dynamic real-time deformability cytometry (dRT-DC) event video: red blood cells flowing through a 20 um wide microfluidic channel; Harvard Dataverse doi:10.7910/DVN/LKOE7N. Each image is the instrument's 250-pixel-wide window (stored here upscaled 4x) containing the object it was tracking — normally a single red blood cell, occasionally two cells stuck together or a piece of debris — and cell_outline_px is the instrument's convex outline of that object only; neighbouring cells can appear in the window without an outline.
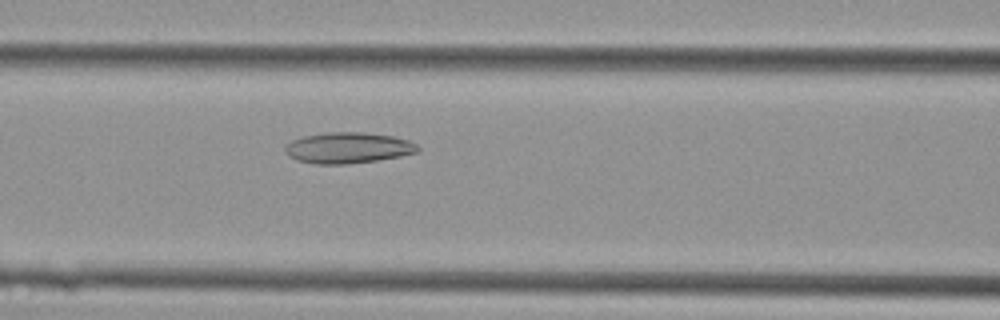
{"species": "Egyptian fruit bat (a non-hibernating species)", "species_latin": "Rousettus aegyptiacus", "temperature_condition": "cold", "stored_images_in_passage": 32, "camera_frame_rate_fps": 3000, "um_per_image_px": 0.085, "animal": {"sex": "female"}, "frame": {"image": 1, "passage_image": 14, "time_ms": 4.333, "image_size_px": [1000, 320], "cell_outline_px": [[420, 148], [416, 152], [400, 156], [376, 160], [344, 164], [316, 164], [296, 160], [288, 156], [284, 152], [284, 144], [292, 140], [304, 136], [328, 132], [364, 132], [392, 136], [408, 140], [416, 144]], "centroid_in_image_um": [29.52, 12.56], "position_along_channel_um": 137.1, "area_um2": 23.93}}
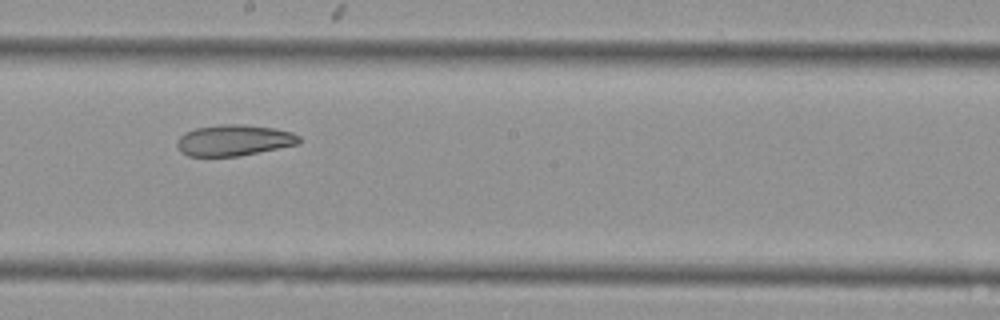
{"frame": {"image": 2, "passage_image": 20, "time_ms": 6.333, "image_size_px": [1000, 320], "cell_outline_px": [[300, 144], [240, 156], [188, 156], [180, 152], [176, 144], [180, 136], [184, 132], [196, 128], [220, 124], [244, 124], [276, 128], [292, 132], [300, 136]], "centroid_in_image_um": [19.9, 11.92], "position_along_channel_um": 228.3, "area_um2": 22.37}}
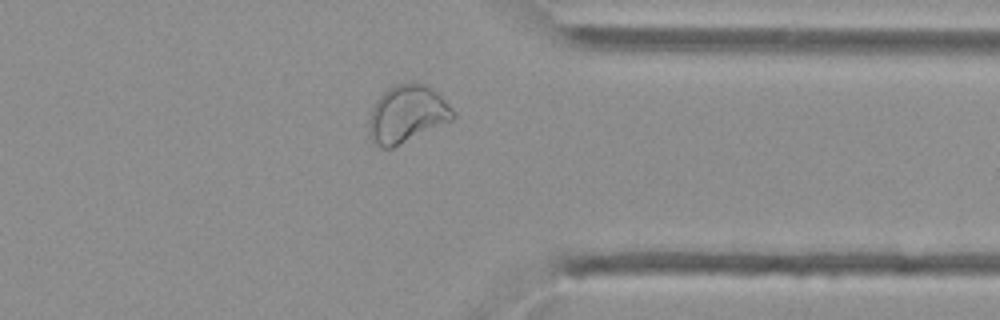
{"frame": {"image": 3, "passage_image": 30, "time_ms": 9.667, "image_size_px": [1000, 320], "cell_outline_px": [[456, 116], [452, 120], [392, 148], [380, 148], [368, 136], [368, 120], [372, 108], [376, 100], [392, 84], [412, 80], [428, 84], [456, 112]], "centroid_in_image_um": [34.58, 9.66], "position_along_channel_um": 376.8, "area_um2": 28.55}}